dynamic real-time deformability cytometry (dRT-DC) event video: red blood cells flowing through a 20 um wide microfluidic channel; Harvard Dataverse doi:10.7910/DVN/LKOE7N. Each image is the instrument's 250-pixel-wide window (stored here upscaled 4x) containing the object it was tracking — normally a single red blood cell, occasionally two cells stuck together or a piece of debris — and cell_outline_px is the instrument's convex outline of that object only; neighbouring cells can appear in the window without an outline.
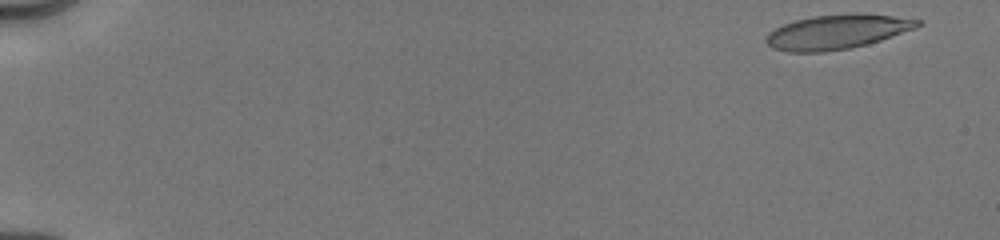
{"species": "human", "species_latin": "Homo sapiens", "temperature_condition": "cold", "stored_images_in_passage": 47, "camera_frame_rate_fps": 3000, "um_per_image_px": 0.085, "donor": {"sex": "male"}, "frame": {"image": 1, "passage_image": 2, "time_ms": 0.333, "image_size_px": [1000, 240], "cell_outline_px": [[920, 24], [916, 28], [868, 44], [848, 48], [824, 52], [788, 52], [772, 48], [764, 40], [768, 32], [784, 24], [796, 20], [812, 16], [852, 12], [860, 12], [892, 16], [920, 20]], "centroid_in_image_um": [71.12, 2.7], "position_along_channel_um": 13.9, "area_um2": 30.52}}
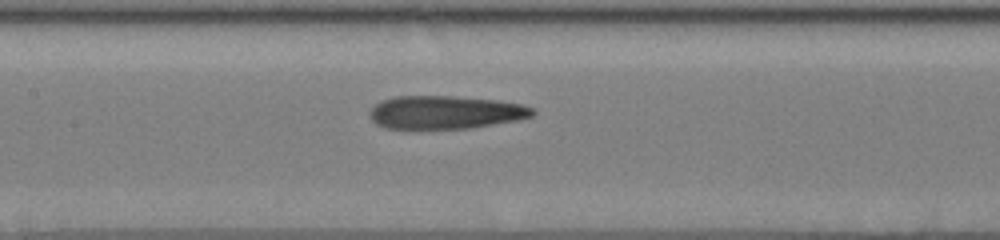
{"frame": {"image": 2, "passage_image": 27, "time_ms": 8.333, "image_size_px": [1000, 240], "cell_outline_px": [[536, 112], [532, 116], [516, 120], [472, 128], [384, 128], [376, 124], [372, 120], [368, 112], [376, 104], [384, 100], [396, 96], [452, 96], [500, 100], [524, 104], [536, 108]], "centroid_in_image_um": [37.91, 9.54], "position_along_channel_um": 169.5, "area_um2": 31.56}}
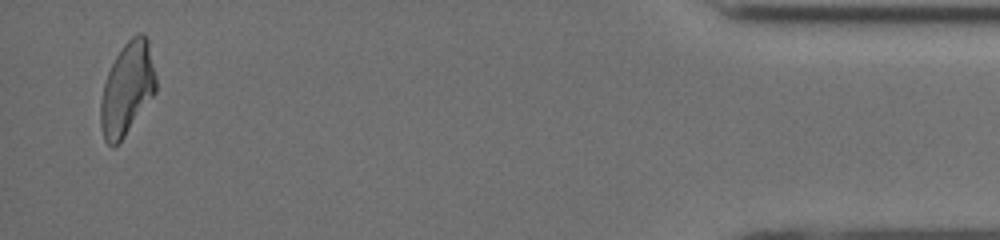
{"frame": {"image": 3, "passage_image": 46, "time_ms": 16.333, "image_size_px": [1000, 240], "cell_outline_px": [[156, 92], [124, 136], [112, 148], [104, 140], [100, 124], [100, 104], [104, 84], [108, 72], [116, 56], [124, 44], [136, 32], [144, 32], [148, 40], [156, 76]], "centroid_in_image_um": [10.81, 7.52], "position_along_channel_um": 424.4, "area_um2": 29.71}, "authors_computed_cell_mechanics": {"area_um2": 31.3276, "velocity_mm_per_s": 4.0352, "shape_relaxation_time_tau1_ms": null, "shape_relaxation_time_tau2_ms": 3.8085, "deformation_change_tau1": null, "deformation_change_tau2": 0.1595}}